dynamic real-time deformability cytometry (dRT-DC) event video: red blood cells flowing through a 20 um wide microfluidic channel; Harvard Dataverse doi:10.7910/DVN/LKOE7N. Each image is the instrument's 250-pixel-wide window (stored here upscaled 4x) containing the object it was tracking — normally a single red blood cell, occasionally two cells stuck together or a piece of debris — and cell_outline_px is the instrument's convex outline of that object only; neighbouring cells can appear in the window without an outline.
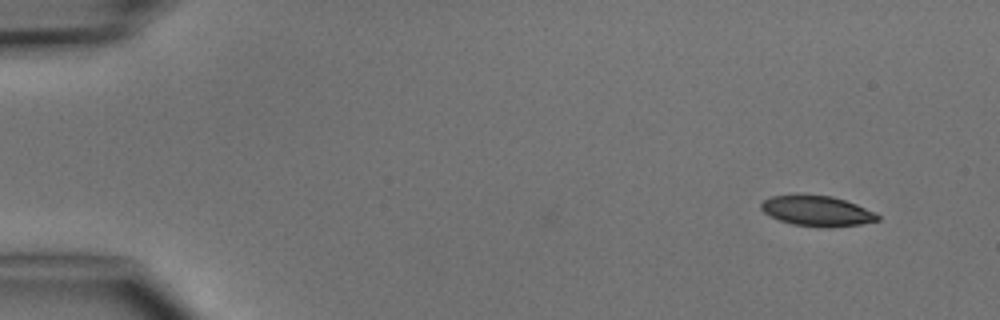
{"species": "common noctule bat (a hibernating species)", "species_latin": "Nyctalus noctula", "temperature_condition": "cold", "stored_images_in_passage": 4, "camera_frame_rate_fps": 3000, "um_per_image_px": 0.085, "animal": {"sex": "male", "body_mass_g": 15.6}, "frame": {"image": 1, "passage_image": 1, "time_ms": 0.0, "image_size_px": [1000, 320], "cell_outline_px": [[880, 220], [860, 224], [832, 228], [828, 228], [792, 224], [780, 220], [764, 212], [760, 208], [760, 204], [764, 200], [772, 196], [804, 192], [832, 196], [856, 204], [876, 212], [880, 216]], "centroid_in_image_um": [69.45, 17.9], "position_along_channel_um": 15.6, "area_um2": 21.15}}
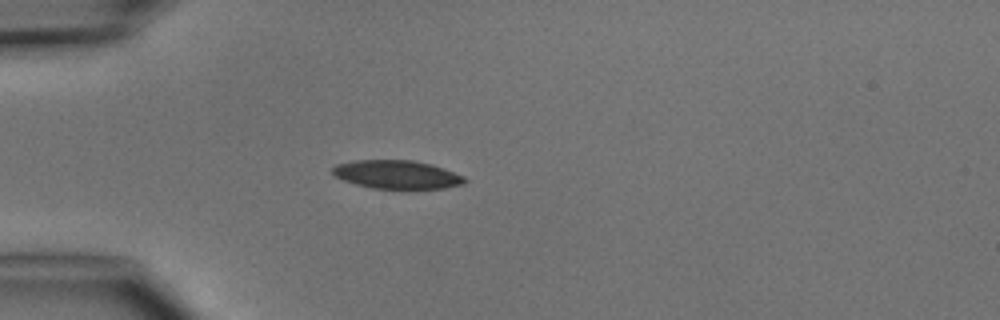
{"frame": {"image": 2, "passage_image": 4, "time_ms": 3.333, "image_size_px": [1000, 320], "cell_outline_px": [[468, 180], [464, 184], [444, 188], [372, 188], [356, 184], [344, 180], [336, 176], [332, 172], [332, 168], [336, 164], [352, 160], [412, 160], [432, 164], [444, 168], [464, 176]], "centroid_in_image_um": [33.75, 14.82], "position_along_channel_um": 51.2, "area_um2": 21.85}}